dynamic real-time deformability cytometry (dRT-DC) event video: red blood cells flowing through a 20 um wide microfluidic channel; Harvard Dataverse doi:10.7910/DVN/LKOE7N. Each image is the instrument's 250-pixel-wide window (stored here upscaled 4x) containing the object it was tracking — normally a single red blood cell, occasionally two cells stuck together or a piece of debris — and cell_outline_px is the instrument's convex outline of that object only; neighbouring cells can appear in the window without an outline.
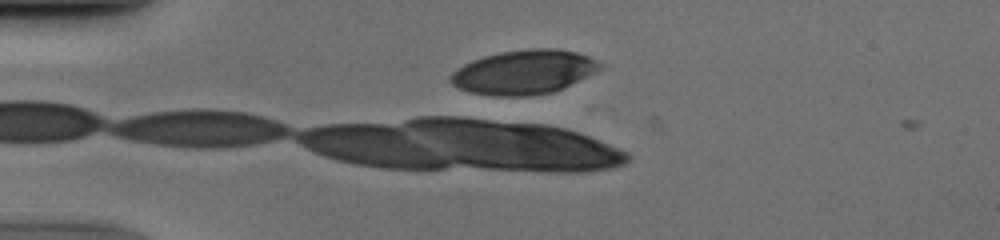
{"species": "human", "species_latin": "Homo sapiens", "temperature_condition": "cold", "stored_images_in_passage": 27, "camera_frame_rate_fps": 3000, "um_per_image_px": 0.085, "donor": {"sex": "male"}, "frame": {"image": 1, "passage_image": 1, "time_ms": 0.0, "image_size_px": [1000, 240], "cell_outline_px": [[604, 64], [600, 68], [552, 92], [528, 96], [492, 96], [472, 92], [460, 88], [452, 84], [448, 80], [448, 76], [456, 68], [472, 60], [484, 56], [500, 52], [528, 48], [552, 48], [576, 52], [588, 56]], "centroid_in_image_um": [44.45, 6.12], "position_along_channel_um": 40.6, "area_um2": 38.09}}